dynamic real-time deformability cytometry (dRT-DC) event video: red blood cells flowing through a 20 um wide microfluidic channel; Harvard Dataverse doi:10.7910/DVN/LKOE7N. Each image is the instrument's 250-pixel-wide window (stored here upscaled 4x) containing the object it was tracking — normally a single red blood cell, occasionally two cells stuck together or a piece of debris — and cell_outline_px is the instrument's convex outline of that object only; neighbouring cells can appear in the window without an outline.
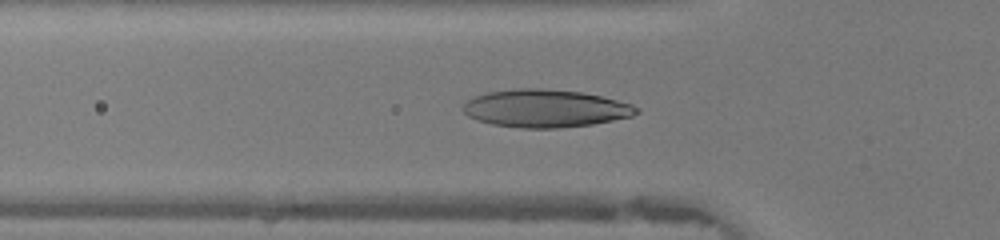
{"species": "human", "species_latin": "Homo sapiens", "temperature_condition": "warm", "stored_images_in_passage": 46, "camera_frame_rate_fps": 3000, "um_per_image_px": 0.085, "donor": {"sex": "female"}, "frame": {"image": 1, "passage_image": 15, "time_ms": 4.667, "image_size_px": [1000, 240], "cell_outline_px": [[640, 112], [632, 116], [592, 124], [560, 128], [520, 128], [492, 124], [468, 116], [464, 112], [464, 104], [468, 100], [476, 96], [488, 92], [516, 88], [540, 88], [580, 92], [600, 96], [632, 104], [640, 108]], "centroid_in_image_um": [46.38, 9.21], "position_along_channel_um": 79.4, "area_um2": 37.92}}
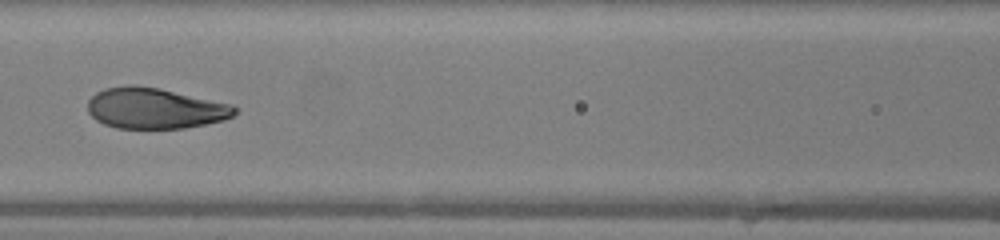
{"frame": {"image": 2, "passage_image": 20, "time_ms": 6.333, "image_size_px": [1000, 240], "cell_outline_px": [[236, 112], [232, 116], [224, 120], [184, 128], [116, 128], [104, 124], [96, 120], [88, 112], [88, 100], [96, 92], [104, 88], [128, 84], [136, 84], [160, 88], [232, 104], [236, 108]], "centroid_in_image_um": [13.14, 9.19], "position_along_channel_um": 153.5, "area_um2": 35.08}}
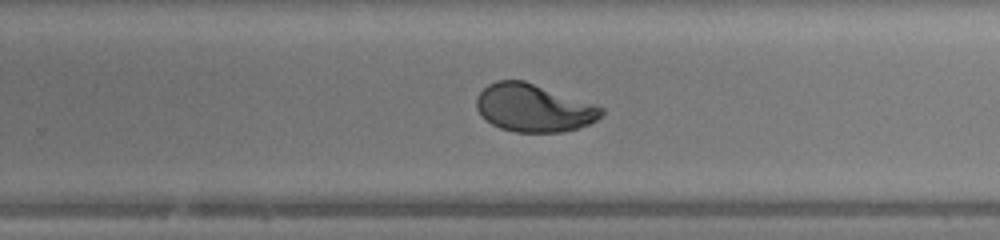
{"frame": {"image": 3, "passage_image": 29, "time_ms": 9.333, "image_size_px": [1000, 240], "cell_outline_px": [[604, 112], [596, 120], [588, 124], [576, 128], [560, 132], [516, 132], [500, 128], [492, 124], [476, 108], [476, 96], [488, 84], [496, 80], [524, 80], [596, 104], [604, 108]], "centroid_in_image_um": [45.36, 9.16], "position_along_channel_um": 284.4, "area_um2": 34.68}, "authors_computed_cell_mechanics": {"area_um2": 35.6048, "velocity_mm_per_s": 4.3911, "shape_relaxation_time_tau1_ms": 4.4762, "shape_relaxation_time_tau2_ms": null, "deformation_change_tau1": 0.22, "deformation_change_tau2": null}}